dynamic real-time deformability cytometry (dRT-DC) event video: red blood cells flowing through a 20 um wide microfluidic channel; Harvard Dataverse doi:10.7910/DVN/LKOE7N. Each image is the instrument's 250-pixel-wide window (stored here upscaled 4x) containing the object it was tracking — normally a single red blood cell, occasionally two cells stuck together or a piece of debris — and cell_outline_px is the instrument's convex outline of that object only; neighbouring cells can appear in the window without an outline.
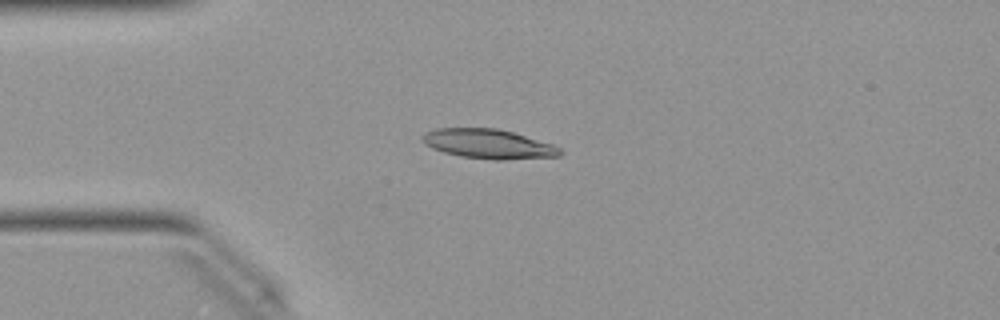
{"species": "Egyptian fruit bat (a non-hibernating species)", "species_latin": "Rousettus aegyptiacus", "temperature_condition": "warm", "stored_images_in_passage": 42, "camera_frame_rate_fps": 3000, "um_per_image_px": 0.085, "animal": {"sex": "female"}, "frame": {"image": 1, "passage_image": 11, "time_ms": 3.333, "image_size_px": [1000, 320], "cell_outline_px": [[564, 152], [560, 156], [504, 160], [492, 160], [460, 156], [444, 152], [432, 148], [424, 144], [420, 140], [420, 136], [424, 132], [436, 128], [496, 128], [512, 132], [552, 144], [560, 148]], "centroid_in_image_um": [41.47, 12.23], "position_along_channel_um": 43.5, "area_um2": 23.81}}
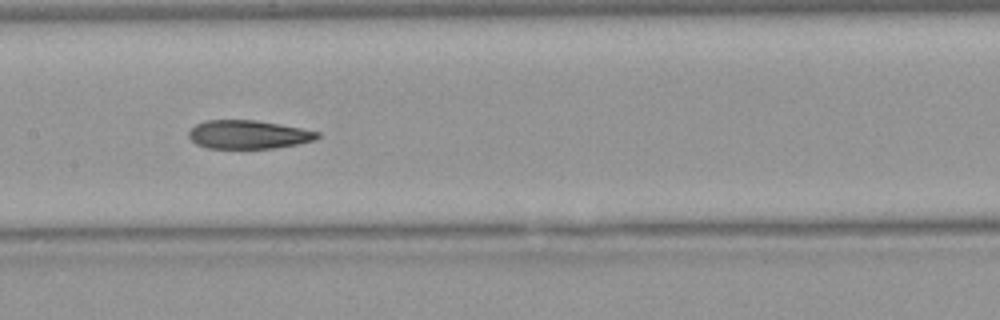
{"frame": {"image": 2, "passage_image": 23, "time_ms": 7.333, "image_size_px": [1000, 320], "cell_outline_px": [[320, 136], [316, 140], [296, 144], [272, 148], [208, 148], [196, 144], [188, 136], [188, 132], [196, 124], [204, 120], [256, 120], [280, 124], [320, 132]], "centroid_in_image_um": [21.1, 11.43], "position_along_channel_um": 186.3, "area_um2": 21.33}}
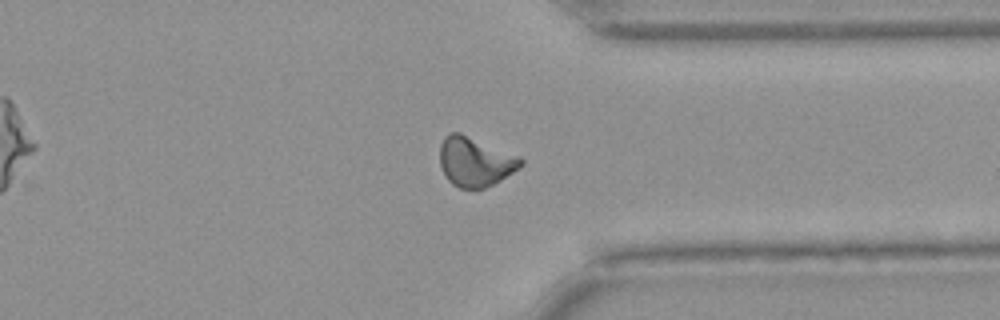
{"frame": {"image": 3, "passage_image": 37, "time_ms": 12.0, "image_size_px": [1000, 320], "cell_outline_px": [[524, 164], [500, 180], [484, 188], [460, 188], [452, 184], [444, 176], [440, 168], [440, 144], [444, 136], [448, 132], [460, 132], [520, 156], [524, 160]], "centroid_in_image_um": [40.36, 13.72], "position_along_channel_um": 371.0, "area_um2": 23.47}, "authors_computed_cell_mechanics": {"area_um2": 22.3108, "velocity_mm_per_s": 4.0324, "shape_relaxation_time_tau1_ms": 10.0703, "shape_relaxation_time_tau2_ms": 2.8638, "deformation_change_tau1": 0.2814, "deformation_change_tau2": 0.0928}}